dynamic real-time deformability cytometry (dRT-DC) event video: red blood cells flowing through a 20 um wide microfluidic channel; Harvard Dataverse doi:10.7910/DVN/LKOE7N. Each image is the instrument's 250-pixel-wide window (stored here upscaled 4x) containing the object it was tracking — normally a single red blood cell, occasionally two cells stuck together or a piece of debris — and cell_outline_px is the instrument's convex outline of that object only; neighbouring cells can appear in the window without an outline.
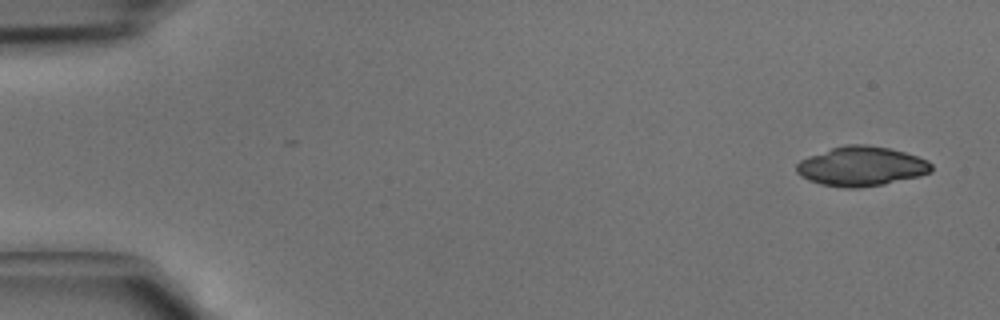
{"species": "common noctule bat (a hibernating species)", "species_latin": "Nyctalus noctula", "temperature_condition": "cold", "stored_images_in_passage": 4, "camera_frame_rate_fps": 3000, "um_per_image_px": 0.085, "animal": {"sex": "male", "body_mass_g": 15.6}, "frame": {"image": 1, "passage_image": 1, "time_ms": 0.0, "image_size_px": [1000, 320], "cell_outline_px": [[932, 172], [920, 176], [884, 184], [860, 188], [844, 188], [820, 184], [808, 180], [800, 176], [796, 172], [796, 164], [800, 160], [808, 156], [844, 144], [868, 144], [888, 148], [904, 152], [928, 160], [932, 164]], "centroid_in_image_um": [73.21, 14.14], "position_along_channel_um": 11.8, "area_um2": 31.27}}